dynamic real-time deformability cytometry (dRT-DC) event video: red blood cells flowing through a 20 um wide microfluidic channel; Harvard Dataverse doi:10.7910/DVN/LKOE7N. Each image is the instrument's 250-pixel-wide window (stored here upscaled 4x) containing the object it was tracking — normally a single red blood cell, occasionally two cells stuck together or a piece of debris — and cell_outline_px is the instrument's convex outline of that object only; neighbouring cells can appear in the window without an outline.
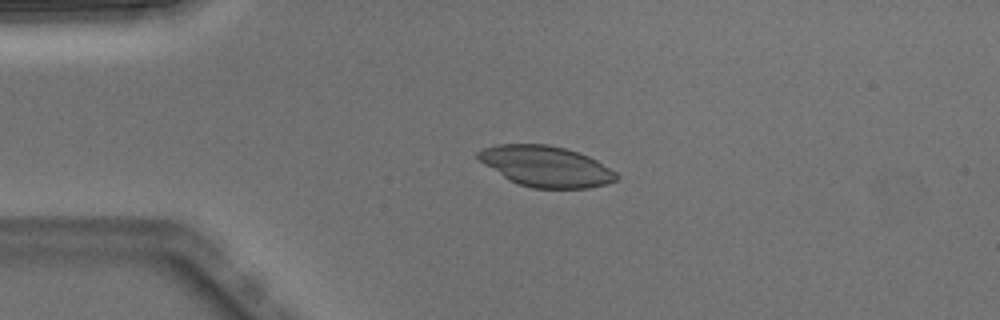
{"species": "Egyptian fruit bat (a non-hibernating species)", "species_latin": "Rousettus aegyptiacus", "temperature_condition": "warm", "stored_images_in_passage": 6, "camera_frame_rate_fps": 3000, "um_per_image_px": 0.085, "animal": {"sex": "male"}, "frame": {"image": 1, "passage_image": 2, "time_ms": 0.333, "image_size_px": [1000, 320], "cell_outline_px": [[620, 176], [616, 180], [604, 184], [588, 188], [532, 188], [508, 180], [484, 164], [476, 156], [476, 152], [484, 148], [496, 144], [548, 144], [564, 148], [588, 156], [596, 160], [616, 172]], "centroid_in_image_um": [46.38, 14.13], "position_along_channel_um": 38.6, "area_um2": 32.66}}
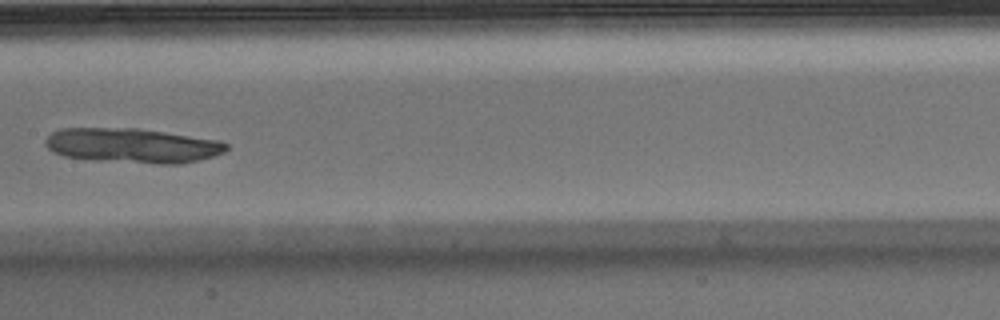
{"frame": {"image": 2, "passage_image": 6, "time_ms": 1.667, "image_size_px": [1000, 320], "cell_outline_px": [[228, 148], [224, 152], [200, 160], [180, 164], [156, 164], [92, 160], [64, 156], [52, 152], [44, 144], [44, 140], [52, 132], [60, 128], [136, 128], [220, 140], [228, 144]], "centroid_in_image_um": [11.23, 12.38], "position_along_channel_um": 196.2, "area_um2": 36.82}}